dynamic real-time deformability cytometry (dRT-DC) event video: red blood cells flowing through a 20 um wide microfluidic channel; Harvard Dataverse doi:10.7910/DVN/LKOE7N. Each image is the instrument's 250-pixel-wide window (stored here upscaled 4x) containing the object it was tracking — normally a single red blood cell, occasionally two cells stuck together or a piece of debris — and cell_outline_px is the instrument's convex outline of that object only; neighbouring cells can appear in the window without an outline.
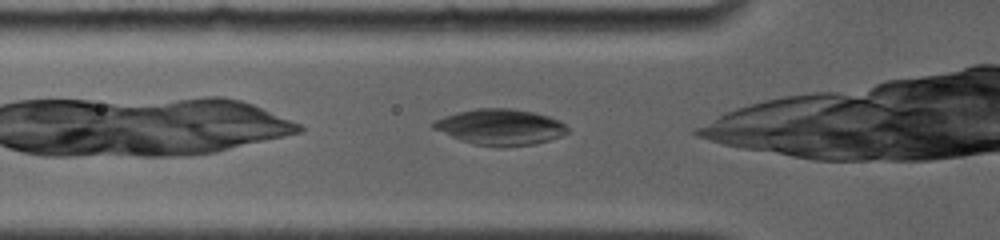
{"species": "common noctule bat (a hibernating species)", "species_latin": "Nyctalus noctula", "temperature_condition": "room temperature", "stored_images_in_passage": 37, "camera_frame_rate_fps": 4000, "um_per_image_px": 0.085, "animal": {"sex": "female", "body_mass_g": 19.0, "forearm_length_mm": 56.7}, "frame": {"image": 1, "passage_image": 2, "time_ms": 0.5, "image_size_px": [1000, 240], "cell_outline_px": [[568, 132], [560, 136], [536, 144], [500, 148], [472, 144], [460, 140], [432, 128], [432, 124], [436, 120], [444, 116], [456, 112], [476, 108], [512, 108], [536, 112], [560, 120], [568, 128]], "centroid_in_image_um": [42.53, 10.8], "position_along_channel_um": 83.3, "area_um2": 28.38}}
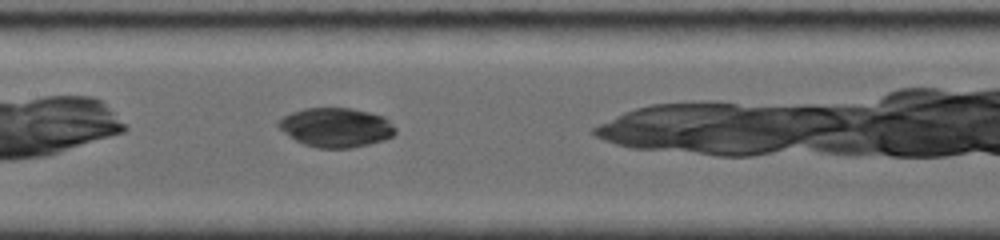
{"frame": {"image": 2, "passage_image": 12, "time_ms": 3.0, "image_size_px": [1000, 240], "cell_outline_px": [[396, 132], [392, 136], [384, 140], [368, 144], [348, 148], [316, 148], [304, 144], [296, 140], [284, 132], [276, 124], [284, 116], [292, 112], [304, 108], [352, 108], [384, 116], [396, 128]], "centroid_in_image_um": [28.57, 10.83], "position_along_channel_um": 178.8, "area_um2": 26.65}}
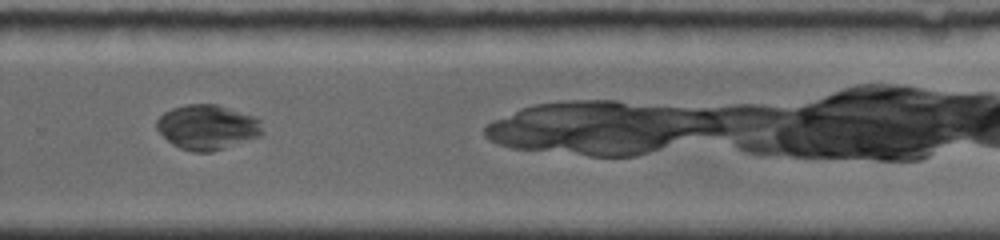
{"frame": {"image": 3, "passage_image": 26, "time_ms": 6.5, "image_size_px": [1000, 240], "cell_outline_px": [[264, 132], [260, 136], [212, 152], [192, 152], [180, 148], [172, 144], [156, 128], [156, 120], [164, 112], [172, 108], [188, 104], [216, 104], [256, 116], [260, 120]], "centroid_in_image_um": [17.64, 10.8], "position_along_channel_um": 312.2, "area_um2": 27.74}, "authors_computed_cell_mechanics": {"area_um2": 27.5706, "velocity_mm_per_s": 3.8224, "shape_relaxation_time_tau1_ms": 5.5205, "shape_relaxation_time_tau2_ms": null, "deformation_change_tau1": 0.1633, "deformation_change_tau2": null}}